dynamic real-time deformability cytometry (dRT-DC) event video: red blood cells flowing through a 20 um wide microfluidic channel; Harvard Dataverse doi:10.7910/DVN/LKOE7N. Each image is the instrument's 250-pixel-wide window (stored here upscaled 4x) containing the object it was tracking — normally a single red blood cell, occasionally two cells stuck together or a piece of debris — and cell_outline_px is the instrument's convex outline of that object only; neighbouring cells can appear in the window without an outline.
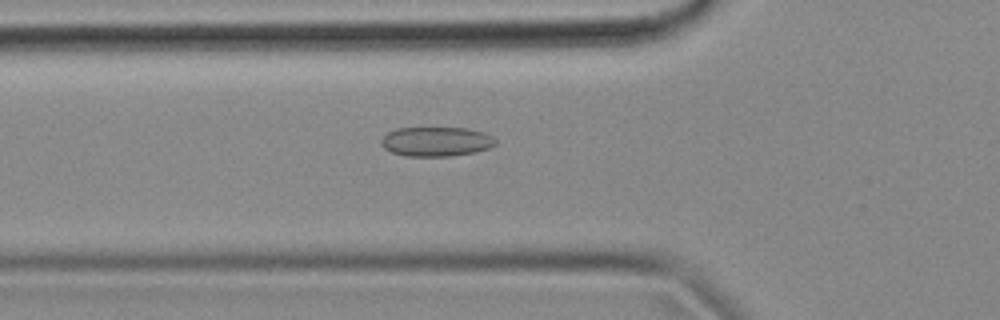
{"species": "common noctule bat (a hibernating species)", "species_latin": "Nyctalus noctula", "temperature_condition": "cold", "stored_images_in_passage": 54, "camera_frame_rate_fps": 3000, "um_per_image_px": 0.085, "animal": {"sex": "female", "body_mass_g": 18.4}, "frame": {"image": 1, "passage_image": 18, "time_ms": 5.667, "image_size_px": [1000, 320], "cell_outline_px": [[496, 144], [488, 148], [476, 152], [452, 156], [408, 156], [392, 152], [384, 148], [380, 144], [380, 140], [388, 132], [396, 128], [468, 128], [484, 132], [492, 136], [496, 140]], "centroid_in_image_um": [37.08, 12.03], "position_along_channel_um": 88.7, "area_um2": 19.71}}
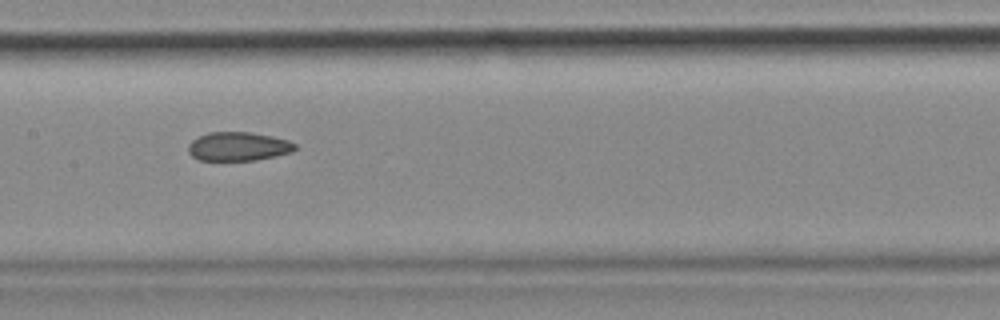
{"frame": {"image": 2, "passage_image": 26, "time_ms": 8.333, "image_size_px": [1000, 320], "cell_outline_px": [[296, 148], [292, 152], [256, 160], [200, 160], [192, 156], [188, 152], [188, 144], [192, 140], [208, 132], [248, 132], [272, 136], [288, 140], [296, 144]], "centroid_in_image_um": [20.25, 12.44], "position_along_channel_um": 187.2, "area_um2": 17.86}}
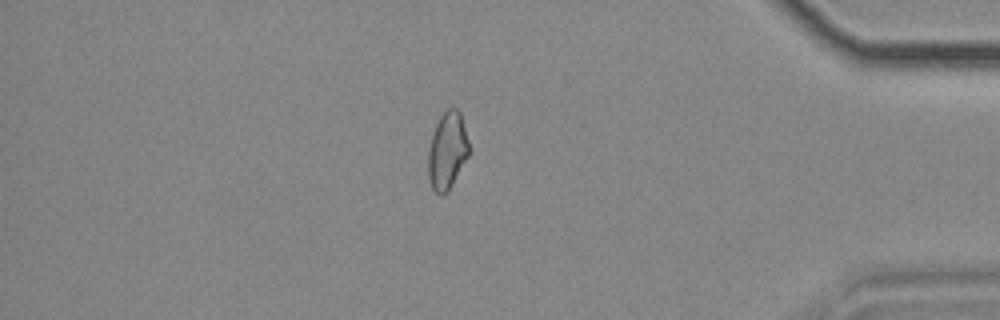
{"frame": {"image": 3, "passage_image": 46, "time_ms": 15.0, "image_size_px": [1000, 320], "cell_outline_px": [[472, 148], [468, 156], [452, 184], [440, 196], [432, 188], [428, 176], [428, 148], [436, 124], [440, 116], [448, 108], [456, 108], [460, 112]], "centroid_in_image_um": [38.04, 12.77], "position_along_channel_um": 397.2, "area_um2": 18.38}, "authors_computed_cell_mechanics": {"area_um2": 19.1029, "velocity_mm_per_s": 3.6797, "shape_relaxation_time_tau1_ms": null, "shape_relaxation_time_tau2_ms": 4.3554, "deformation_change_tau1": null, "deformation_change_tau2": 0.1021}}